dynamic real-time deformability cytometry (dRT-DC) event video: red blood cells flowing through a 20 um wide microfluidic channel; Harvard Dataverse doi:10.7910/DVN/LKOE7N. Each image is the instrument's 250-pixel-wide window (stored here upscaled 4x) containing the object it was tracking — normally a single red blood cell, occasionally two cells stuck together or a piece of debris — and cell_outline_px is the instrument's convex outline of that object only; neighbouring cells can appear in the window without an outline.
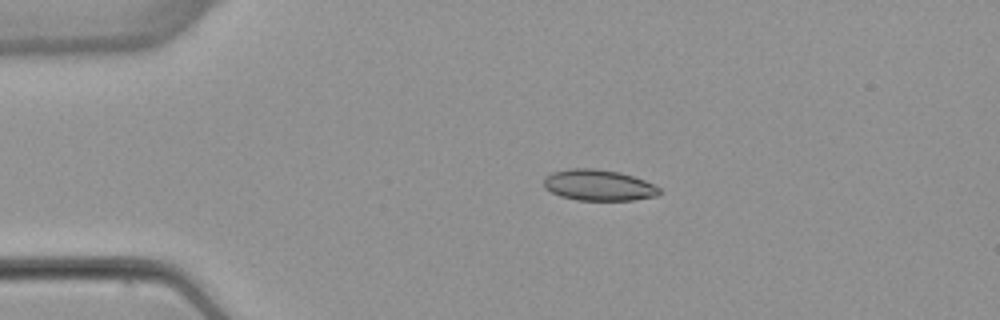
{"species": "common noctule bat (a hibernating species)", "species_latin": "Nyctalus noctula", "temperature_condition": "warm", "stored_images_in_passage": 3, "camera_frame_rate_fps": 3000, "um_per_image_px": 0.085, "animal": {"sex": "female", "body_mass_g": 22.7, "forearm_length_mm": 54.2}, "frame": {"image": 1, "passage_image": 2, "time_ms": 2.0, "image_size_px": [1000, 320], "cell_outline_px": [[660, 192], [656, 196], [632, 200], [576, 200], [560, 196], [544, 188], [544, 180], [552, 172], [572, 168], [596, 168], [620, 172], [644, 180], [660, 188]], "centroid_in_image_um": [50.87, 15.74], "position_along_channel_um": 34.1, "area_um2": 20.81}}